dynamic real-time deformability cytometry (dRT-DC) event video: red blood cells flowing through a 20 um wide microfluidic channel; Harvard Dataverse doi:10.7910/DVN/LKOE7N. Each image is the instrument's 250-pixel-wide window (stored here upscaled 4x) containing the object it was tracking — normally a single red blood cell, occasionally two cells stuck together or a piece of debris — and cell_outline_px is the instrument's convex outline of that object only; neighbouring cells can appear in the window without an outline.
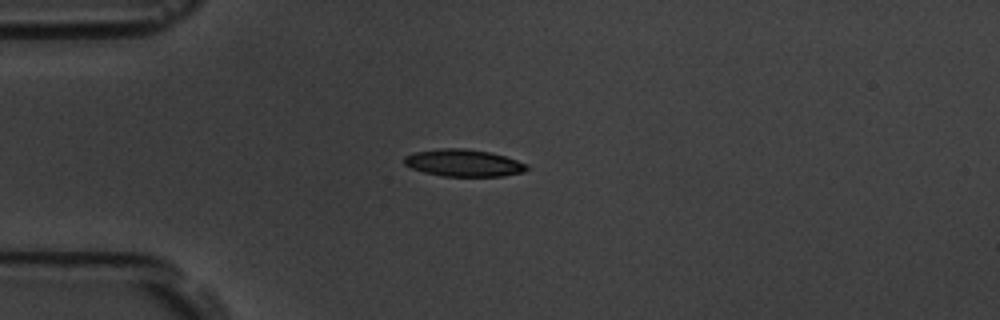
{"species": "common noctule bat (a hibernating species)", "species_latin": "Nyctalus noctula", "temperature_condition": "room temperature", "stored_images_in_passage": 5, "camera_frame_rate_fps": 3000, "um_per_image_px": 0.085, "animal": {"sex": "male", "body_mass_g": 19.5, "forearm_length_mm": 54.6}, "frame": {"image": 1, "passage_image": 1, "time_ms": 0.0, "image_size_px": [1000, 320], "cell_outline_px": [[528, 168], [524, 172], [504, 176], [444, 176], [424, 172], [412, 168], [404, 164], [404, 156], [416, 152], [440, 148], [464, 148], [488, 152], [504, 156], [528, 164]], "centroid_in_image_um": [39.41, 13.85], "position_along_channel_um": 45.6, "area_um2": 19.25}}
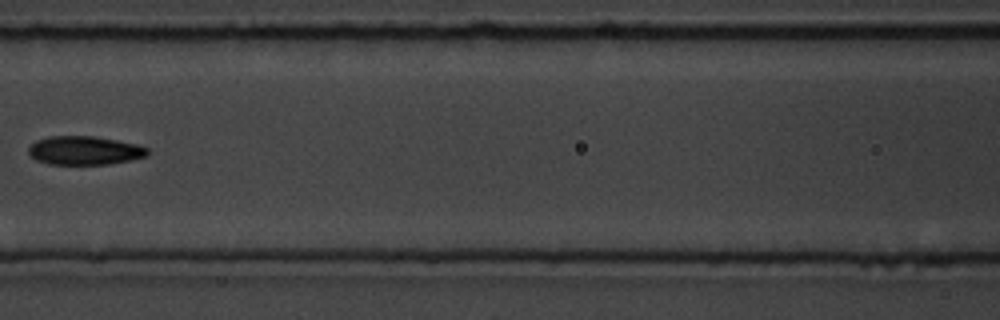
{"frame": {"image": 2, "passage_image": 4, "time_ms": 3.667, "image_size_px": [1000, 320], "cell_outline_px": [[148, 152], [144, 156], [128, 160], [108, 164], [48, 164], [36, 160], [28, 152], [28, 148], [36, 140], [48, 136], [92, 136], [116, 140], [136, 144], [148, 148]], "centroid_in_image_um": [7.14, 12.78], "position_along_channel_um": 159.5, "area_um2": 19.65}}
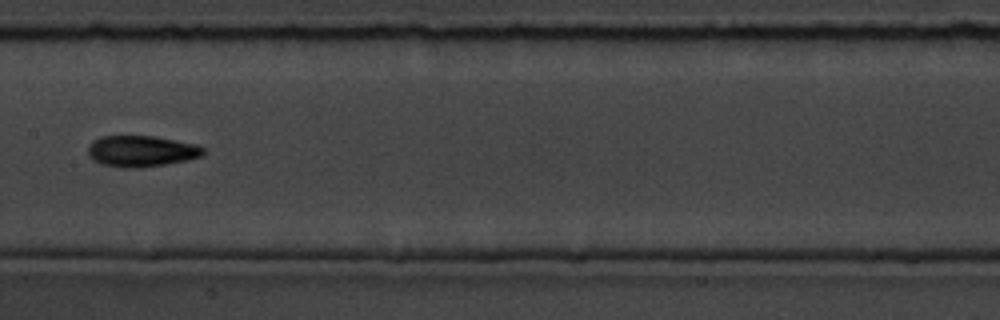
{"frame": {"image": 3, "passage_image": 5, "time_ms": 4.667, "image_size_px": [1000, 320], "cell_outline_px": [[204, 152], [200, 156], [188, 160], [164, 164], [136, 168], [128, 168], [104, 164], [92, 160], [88, 156], [88, 148], [92, 140], [100, 136], [156, 136], [196, 144], [204, 148]], "centroid_in_image_um": [11.99, 12.83], "position_along_channel_um": 195.4, "area_um2": 20.87}}